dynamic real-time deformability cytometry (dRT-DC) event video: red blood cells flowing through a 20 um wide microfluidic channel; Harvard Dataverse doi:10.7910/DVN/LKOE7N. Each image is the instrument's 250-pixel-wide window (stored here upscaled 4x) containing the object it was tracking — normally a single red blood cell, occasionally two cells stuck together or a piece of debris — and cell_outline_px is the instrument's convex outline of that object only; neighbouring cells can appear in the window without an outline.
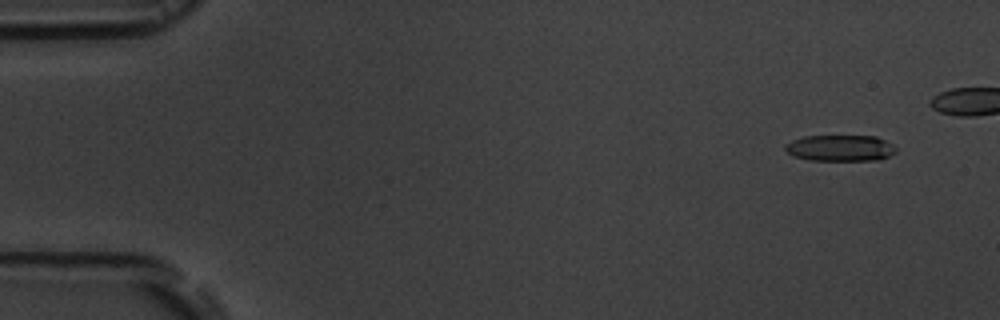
{"species": "common noctule bat (a hibernating species)", "species_latin": "Nyctalus noctula", "temperature_condition": "room temperature", "stored_images_in_passage": 8, "segment_of_instrument_passage": [1, 2], "camera_frame_rate_fps": 3000, "um_per_image_px": 0.085, "animal": {"sex": "male", "body_mass_g": 19.5, "forearm_length_mm": 54.6}, "frame": {"image": 1, "passage_image": 2, "time_ms": 1.0, "image_size_px": [1000, 320], "cell_outline_px": [[896, 152], [880, 160], [808, 160], [792, 156], [784, 148], [784, 144], [792, 140], [804, 136], [876, 136], [892, 144], [896, 148]], "centroid_in_image_um": [71.4, 12.58], "position_along_channel_um": 13.6, "area_um2": 16.99}}
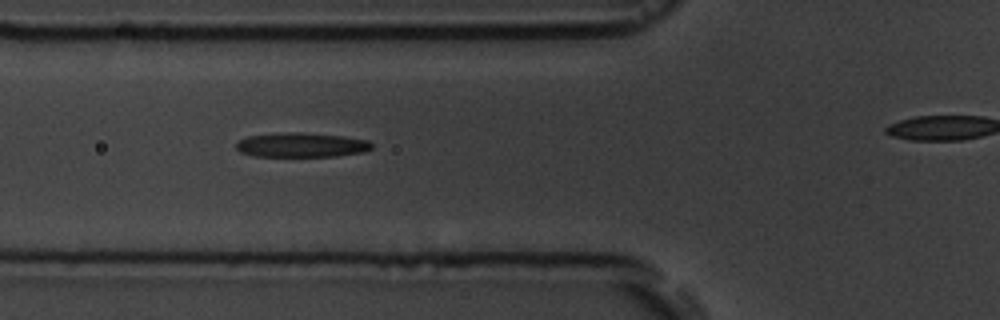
{"frame": {"image": 2, "passage_image": 7, "time_ms": 6.667, "image_size_px": [1000, 320], "cell_outline_px": [[372, 148], [364, 152], [336, 156], [252, 156], [240, 152], [236, 148], [236, 144], [240, 140], [248, 136], [288, 132], [300, 132], [344, 136], [368, 140], [372, 144]], "centroid_in_image_um": [25.63, 12.32], "position_along_channel_um": 100.2, "area_um2": 19.31}}